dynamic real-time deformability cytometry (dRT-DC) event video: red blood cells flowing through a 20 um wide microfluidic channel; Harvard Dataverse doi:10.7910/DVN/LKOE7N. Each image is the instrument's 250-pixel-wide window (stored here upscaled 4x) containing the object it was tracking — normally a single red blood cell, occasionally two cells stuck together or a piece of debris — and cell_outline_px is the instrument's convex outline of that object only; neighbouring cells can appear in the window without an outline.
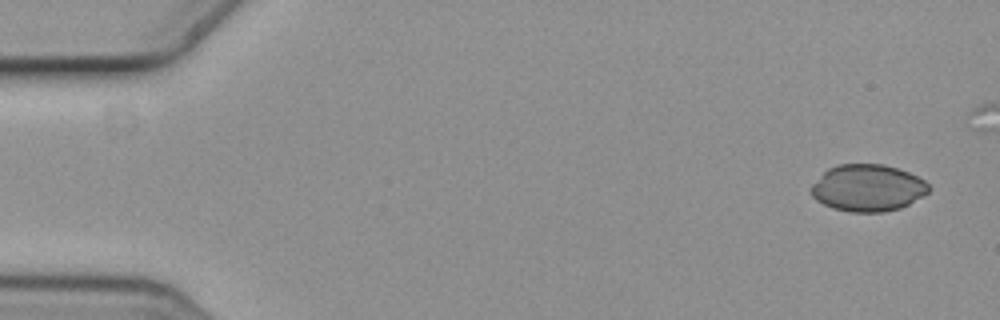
{"species": "common noctule bat (a hibernating species)", "species_latin": "Nyctalus noctula", "temperature_condition": "cold", "stored_images_in_passage": 6, "camera_frame_rate_fps": 3000, "um_per_image_px": 0.085, "animal": {"sex": "female", "body_mass_g": 19.3, "forearm_length_mm": 54.1}, "frame": {"image": 1, "passage_image": 1, "time_ms": 0.0, "image_size_px": [1000, 320], "cell_outline_px": [[928, 192], [908, 204], [900, 208], [884, 212], [848, 212], [832, 208], [816, 200], [812, 196], [812, 184], [828, 168], [840, 164], [884, 164], [908, 172], [924, 180], [928, 184]], "centroid_in_image_um": [73.74, 15.98], "position_along_channel_um": 11.3, "area_um2": 31.91}}